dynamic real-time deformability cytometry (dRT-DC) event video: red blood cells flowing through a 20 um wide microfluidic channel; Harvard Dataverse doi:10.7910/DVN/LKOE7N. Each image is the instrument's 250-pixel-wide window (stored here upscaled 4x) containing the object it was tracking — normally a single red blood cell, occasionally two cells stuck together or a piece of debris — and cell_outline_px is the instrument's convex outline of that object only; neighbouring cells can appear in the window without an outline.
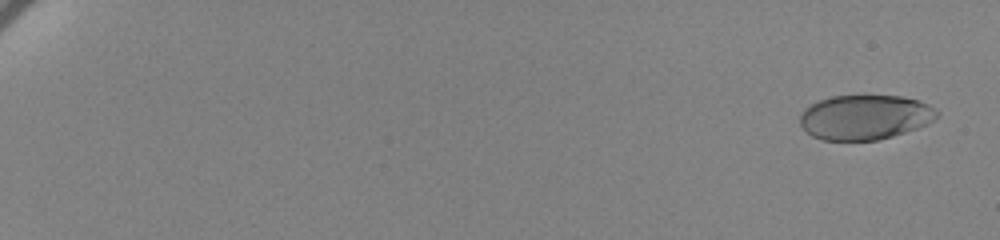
{"species": "human", "species_latin": "Homo sapiens", "temperature_condition": "cold", "stored_images_in_passage": 63, "camera_frame_rate_fps": 3000, "um_per_image_px": 0.085, "donor": {"sex": "female"}, "frame": {"image": 1, "passage_image": 3, "time_ms": 0.667, "image_size_px": [1000, 240], "cell_outline_px": [[936, 116], [932, 120], [916, 128], [892, 136], [876, 140], [824, 140], [812, 136], [800, 124], [800, 116], [804, 108], [820, 100], [832, 96], [900, 96], [916, 100], [928, 104], [936, 108]], "centroid_in_image_um": [73.48, 9.96], "position_along_channel_um": 11.5, "area_um2": 35.2}}
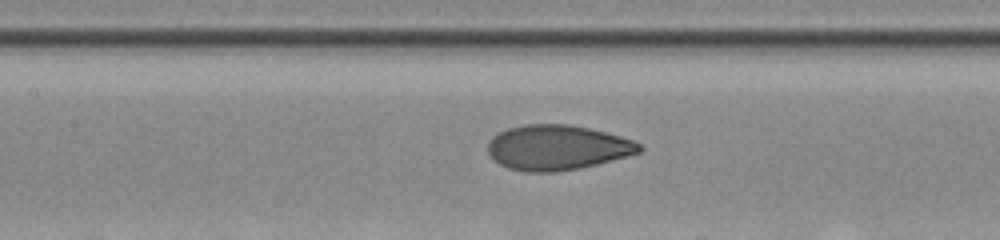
{"frame": {"image": 2, "passage_image": 34, "time_ms": 11.0, "image_size_px": [1000, 240], "cell_outline_px": [[644, 148], [640, 152], [628, 156], [580, 168], [556, 172], [528, 172], [508, 168], [492, 160], [488, 152], [488, 140], [492, 136], [508, 128], [524, 124], [568, 124], [588, 128], [620, 136], [632, 140], [640, 144]], "centroid_in_image_um": [47.34, 12.54], "position_along_channel_um": 160.1, "area_um2": 39.82}}
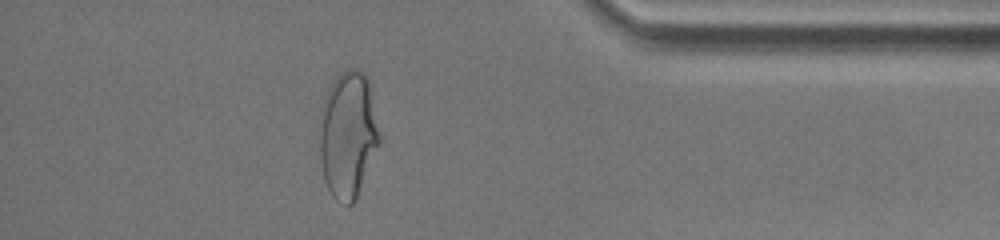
{"frame": {"image": 3, "passage_image": 57, "time_ms": 18.667, "image_size_px": [1000, 240], "cell_outline_px": [[380, 144], [356, 200], [352, 204], [348, 204], [336, 200], [332, 196], [324, 180], [320, 160], [320, 108], [328, 88], [336, 76], [340, 72], [348, 68], [356, 68], [364, 72], [368, 80], [380, 136]], "centroid_in_image_um": [29.57, 11.44], "position_along_channel_um": 405.6, "area_um2": 44.45}, "authors_computed_cell_mechanics": {"area_um2": 39.0728, "velocity_mm_per_s": 3.4348, "shape_relaxation_time_tau1_ms": 4.7091, "shape_relaxation_time_tau2_ms": null, "deformation_change_tau1": 0.1752, "deformation_change_tau2": null}}